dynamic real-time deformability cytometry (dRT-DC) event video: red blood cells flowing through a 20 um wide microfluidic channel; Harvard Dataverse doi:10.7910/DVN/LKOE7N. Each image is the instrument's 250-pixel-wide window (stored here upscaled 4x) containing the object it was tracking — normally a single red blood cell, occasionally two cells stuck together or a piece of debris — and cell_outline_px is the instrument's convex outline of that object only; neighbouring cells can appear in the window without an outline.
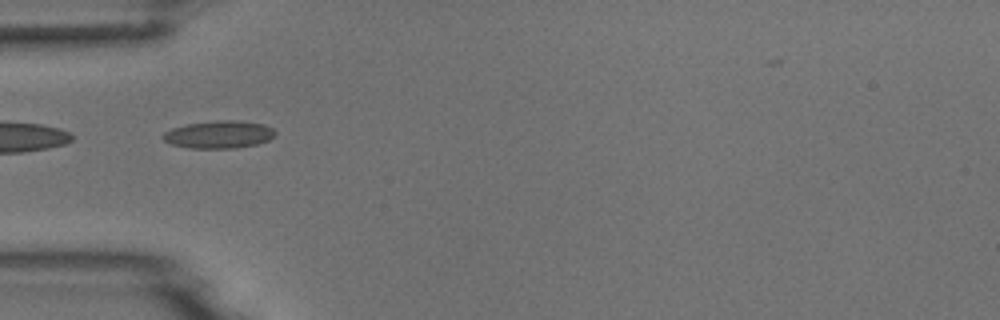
{"species": "common noctule bat (a hibernating species)", "species_latin": "Nyctalus noctula", "temperature_condition": "room temperature", "stored_images_in_passage": 15, "segment_of_instrument_passage": [2, 2], "camera_frame_rate_fps": 3000, "um_per_image_px": 0.085, "animal": {"sex": "male", "body_mass_g": 18.8}, "frame": {"image": 1, "passage_image": 5, "time_ms": 5.333, "image_size_px": [1000, 320], "cell_outline_px": [[276, 136], [268, 140], [256, 144], [236, 148], [188, 148], [172, 144], [164, 140], [160, 136], [164, 132], [172, 128], [188, 124], [216, 120], [236, 120], [264, 124], [272, 128], [276, 132]], "centroid_in_image_um": [18.61, 11.43], "position_along_channel_um": 66.4, "area_um2": 18.09}}
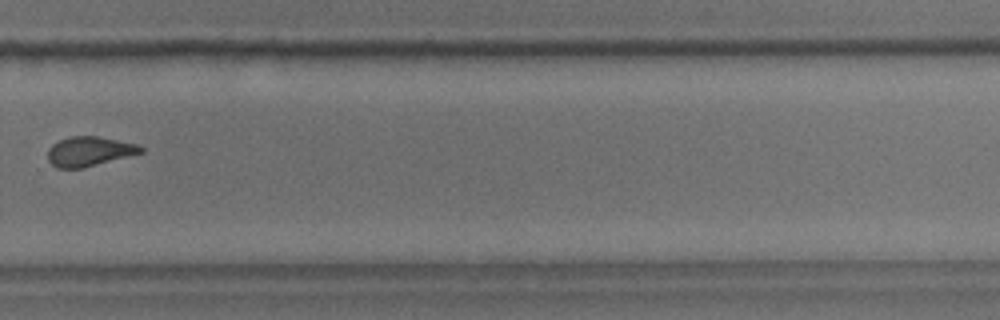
{"frame": {"image": 2, "passage_image": 11, "time_ms": 12.0, "image_size_px": [1000, 320], "cell_outline_px": [[144, 152], [80, 168], [56, 168], [48, 160], [48, 148], [52, 144], [60, 140], [72, 136], [96, 136], [140, 144], [144, 148]], "centroid_in_image_um": [7.59, 12.85], "position_along_channel_um": 322.2, "area_um2": 15.9}}
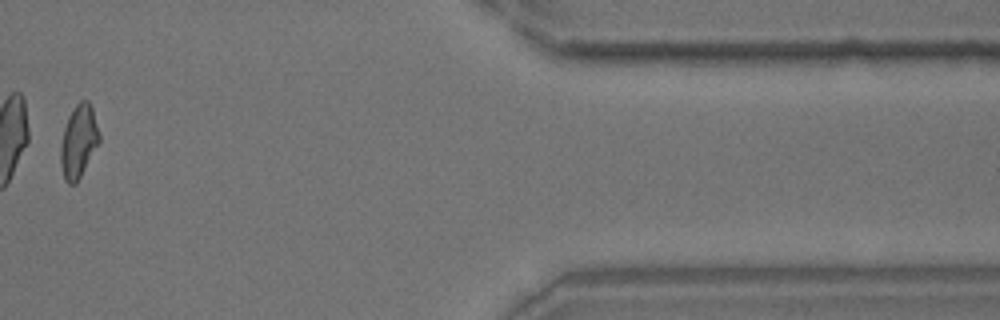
{"frame": {"image": 3, "passage_image": 13, "time_ms": 15.333, "image_size_px": [1000, 320], "cell_outline_px": [[100, 140], [76, 184], [68, 184], [64, 180], [60, 164], [60, 148], [64, 128], [68, 116], [76, 104], [80, 100], [88, 100], [92, 108], [100, 132]], "centroid_in_image_um": [6.67, 12.01], "position_along_channel_um": 404.7, "area_um2": 16.42}}